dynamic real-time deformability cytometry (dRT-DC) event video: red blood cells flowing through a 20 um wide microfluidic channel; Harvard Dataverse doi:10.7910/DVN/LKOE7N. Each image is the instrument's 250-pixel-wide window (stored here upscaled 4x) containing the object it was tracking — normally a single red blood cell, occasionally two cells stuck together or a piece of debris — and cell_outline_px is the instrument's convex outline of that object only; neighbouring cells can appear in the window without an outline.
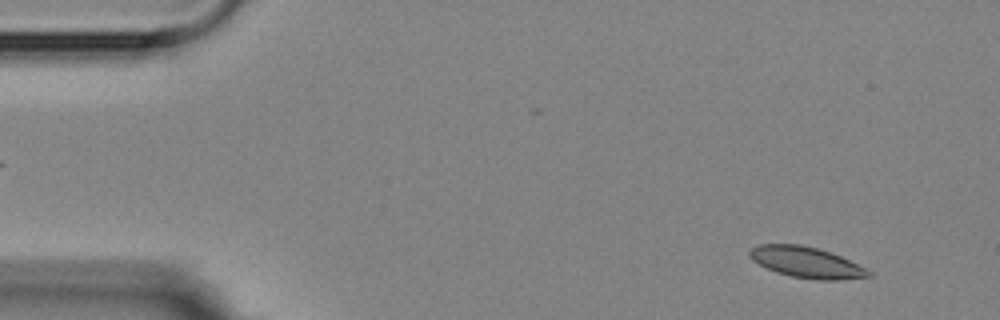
{"species": "Egyptian fruit bat (a non-hibernating species)", "species_latin": "Rousettus aegyptiacus", "temperature_condition": "room temperature", "stored_images_in_passage": 6, "camera_frame_rate_fps": 3000, "um_per_image_px": 0.085, "animal": {"sex": "female"}, "frame": {"image": 1, "passage_image": 1, "time_ms": 0.0, "image_size_px": [1000, 320], "cell_outline_px": [[872, 276], [840, 280], [816, 280], [792, 276], [776, 272], [752, 260], [748, 256], [748, 252], [756, 244], [800, 244], [816, 248], [840, 256], [868, 268], [872, 272]], "centroid_in_image_um": [68.56, 22.3], "position_along_channel_um": 16.4, "area_um2": 21.44}}
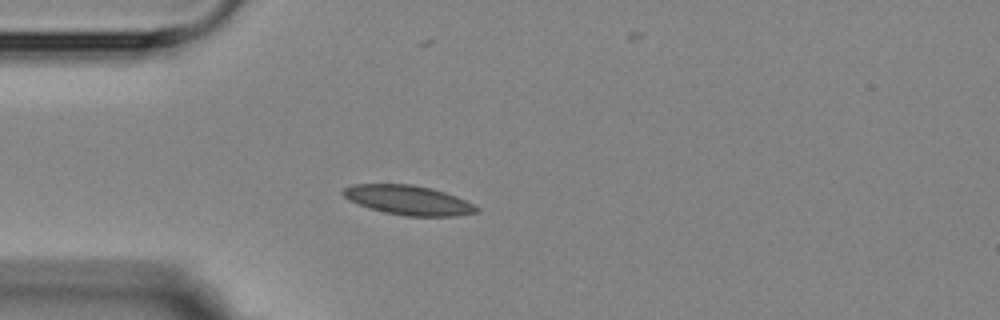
{"frame": {"image": 2, "passage_image": 4, "time_ms": 3.333, "image_size_px": [1000, 320], "cell_outline_px": [[480, 212], [456, 216], [404, 216], [384, 212], [368, 208], [348, 200], [340, 192], [344, 188], [352, 184], [412, 184], [432, 188], [456, 196], [480, 208]], "centroid_in_image_um": [34.69, 17.01], "position_along_channel_um": 50.3, "area_um2": 23.06}}